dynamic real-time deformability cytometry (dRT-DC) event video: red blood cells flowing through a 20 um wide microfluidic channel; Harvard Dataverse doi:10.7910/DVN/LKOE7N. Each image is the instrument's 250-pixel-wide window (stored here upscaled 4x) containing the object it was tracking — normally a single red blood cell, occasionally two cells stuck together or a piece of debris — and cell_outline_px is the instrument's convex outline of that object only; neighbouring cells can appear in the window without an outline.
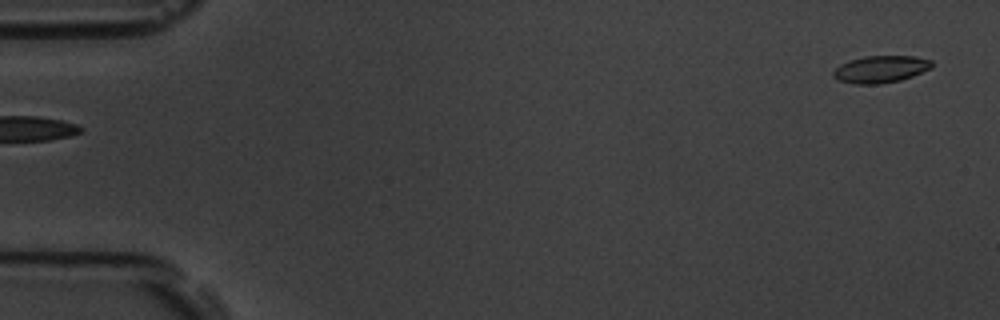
{"species": "common noctule bat (a hibernating species)", "species_latin": "Nyctalus noctula", "temperature_condition": "room temperature", "stored_images_in_passage": 5, "segment_of_instrument_passage": [2, 2], "camera_frame_rate_fps": 3000, "um_per_image_px": 0.085, "animal": {"sex": "male", "body_mass_g": 19.5, "forearm_length_mm": 54.6}, "frame": {"image": 1, "passage_image": 5, "time_ms": 4.333, "image_size_px": [1000, 320], "cell_outline_px": [[932, 68], [912, 76], [900, 80], [880, 84], [852, 84], [836, 80], [832, 76], [832, 72], [840, 64], [848, 60], [864, 56], [916, 56], [932, 60]], "centroid_in_image_um": [74.82, 5.88], "position_along_channel_um": 10.2, "area_um2": 15.78}}